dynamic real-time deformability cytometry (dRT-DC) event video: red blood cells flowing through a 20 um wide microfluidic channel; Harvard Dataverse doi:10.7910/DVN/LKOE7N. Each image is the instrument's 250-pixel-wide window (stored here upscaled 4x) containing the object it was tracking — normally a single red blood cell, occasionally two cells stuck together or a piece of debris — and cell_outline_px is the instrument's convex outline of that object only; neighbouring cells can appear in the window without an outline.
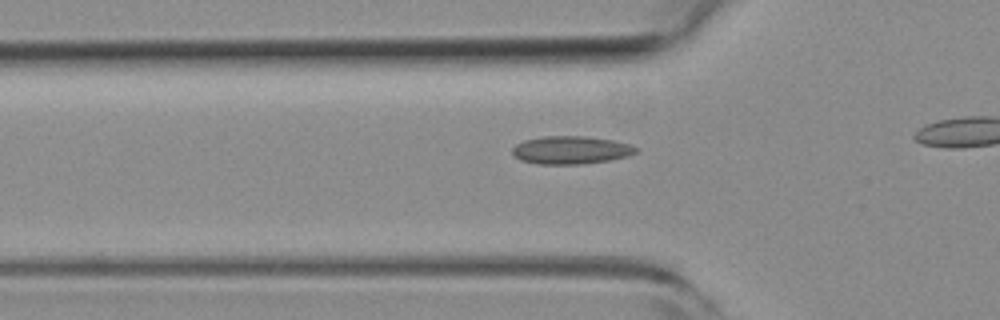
{"species": "common noctule bat (a hibernating species)", "species_latin": "Nyctalus noctula", "temperature_condition": "room temperature", "stored_images_in_passage": 40, "camera_frame_rate_fps": 3000, "um_per_image_px": 0.085, "animal": {"sex": "female", "body_mass_g": 19.3, "forearm_length_mm": 54.1}, "frame": {"image": 1, "passage_image": 4, "time_ms": 1.0, "image_size_px": [1000, 320], "cell_outline_px": [[640, 152], [628, 156], [608, 160], [580, 164], [536, 164], [520, 160], [512, 156], [512, 148], [516, 144], [524, 140], [540, 136], [584, 136], [612, 140], [632, 144], [640, 148]], "centroid_in_image_um": [48.53, 12.75], "position_along_channel_um": 77.3, "area_um2": 20.46}}
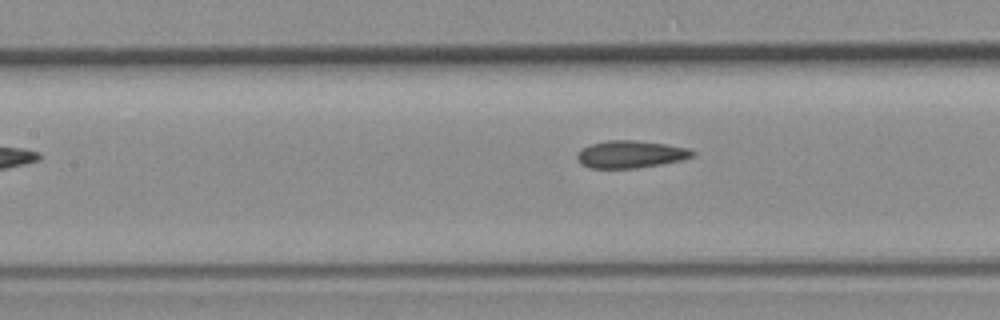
{"frame": {"image": 2, "passage_image": 10, "time_ms": 3.0, "image_size_px": [1000, 320], "cell_outline_px": [[696, 152], [692, 156], [684, 160], [636, 168], [588, 168], [580, 164], [576, 156], [576, 152], [580, 148], [592, 144], [608, 140], [632, 140], [664, 144], [688, 148]], "centroid_in_image_um": [53.55, 13.12], "position_along_channel_um": 153.8, "area_um2": 18.44}}
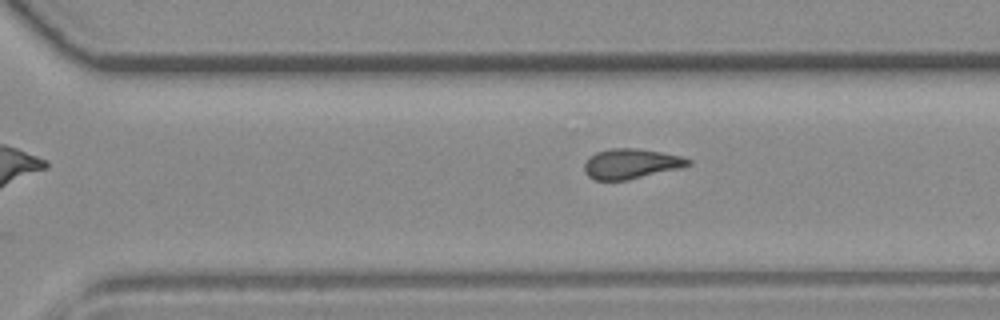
{"frame": {"image": 3, "passage_image": 23, "time_ms": 7.333, "image_size_px": [1000, 320], "cell_outline_px": [[692, 164], [680, 168], [628, 180], [592, 180], [584, 172], [584, 164], [596, 152], [608, 148], [636, 148], [660, 152], [680, 156], [692, 160]], "centroid_in_image_um": [53.63, 13.92], "position_along_channel_um": 317.0, "area_um2": 18.15}, "authors_computed_cell_mechanics": {"area_um2": 17.8602, "velocity_mm_per_s": 3.7766, "shape_relaxation_time_tau1_ms": null, "shape_relaxation_time_tau2_ms": 2.1391, "deformation_change_tau1": null, "deformation_change_tau2": 0.0653}}